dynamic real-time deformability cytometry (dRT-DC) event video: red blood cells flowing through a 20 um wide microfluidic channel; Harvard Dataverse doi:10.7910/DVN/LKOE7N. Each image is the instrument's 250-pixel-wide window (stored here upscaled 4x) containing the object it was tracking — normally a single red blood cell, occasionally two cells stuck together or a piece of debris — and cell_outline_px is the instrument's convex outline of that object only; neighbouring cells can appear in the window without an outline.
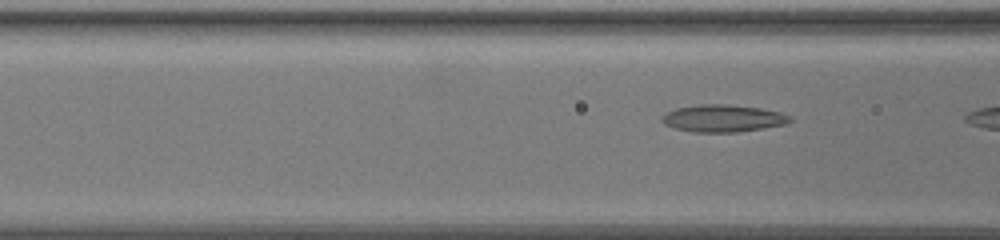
{"species": "common noctule bat (a hibernating species)", "species_latin": "Nyctalus noctula", "temperature_condition": "warm", "stored_images_in_passage": 7, "camera_frame_rate_fps": 3000, "um_per_image_px": 0.085, "animal": {"sex": "female", "body_mass_g": 19.5, "forearm_length_mm": 54.1}, "frame": {"image": 1, "passage_image": 6, "time_ms": 1.667, "image_size_px": [1000, 240], "cell_outline_px": [[792, 120], [784, 124], [736, 132], [692, 132], [676, 128], [664, 124], [660, 120], [660, 116], [676, 108], [700, 104], [724, 104], [760, 108], [780, 112], [792, 116]], "centroid_in_image_um": [61.42, 10.05], "position_along_channel_um": 105.2, "area_um2": 20.17}}